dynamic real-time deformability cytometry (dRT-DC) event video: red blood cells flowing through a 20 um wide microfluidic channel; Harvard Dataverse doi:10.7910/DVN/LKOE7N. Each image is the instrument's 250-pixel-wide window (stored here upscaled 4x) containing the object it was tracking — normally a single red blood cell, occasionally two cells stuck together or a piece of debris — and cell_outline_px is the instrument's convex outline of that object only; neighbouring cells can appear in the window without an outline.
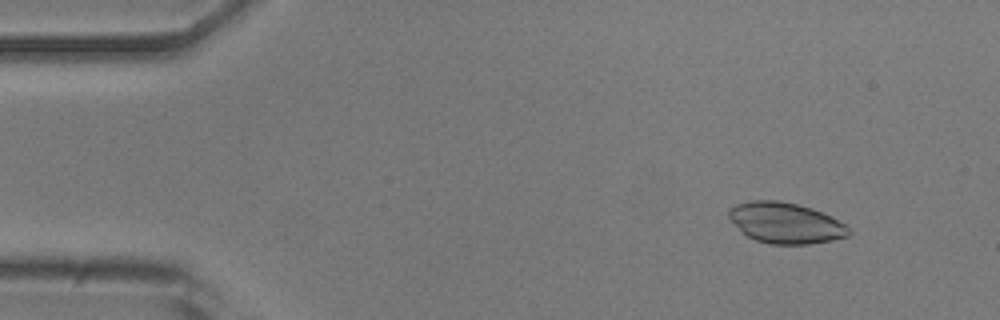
{"species": "common noctule bat (a hibernating species)", "species_latin": "Nyctalus noctula", "temperature_condition": "room temperature", "stored_images_in_passage": 51, "camera_frame_rate_fps": 3000, "um_per_image_px": 0.085, "animal": {"sex": "male", "body_mass_g": 20.5, "forearm_length_mm": 52.5}, "frame": {"image": 1, "passage_image": 5, "time_ms": 1.333, "image_size_px": [1000, 320], "cell_outline_px": [[852, 232], [848, 236], [832, 240], [808, 244], [772, 244], [756, 240], [748, 236], [728, 216], [728, 212], [736, 204], [752, 200], [776, 200], [796, 204], [812, 208], [844, 224]], "centroid_in_image_um": [66.78, 18.95], "position_along_channel_um": 18.2, "area_um2": 27.92}}
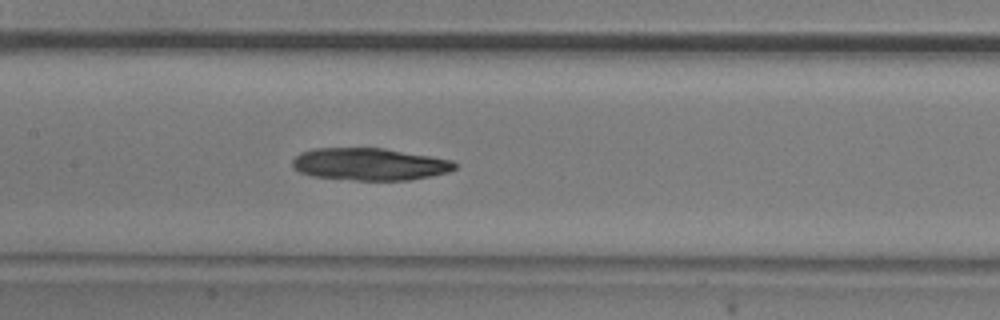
{"frame": {"image": 2, "passage_image": 24, "time_ms": 7.667, "image_size_px": [1000, 320], "cell_outline_px": [[460, 164], [456, 168], [448, 172], [432, 176], [408, 180], [356, 180], [312, 176], [300, 172], [292, 168], [292, 160], [300, 152], [312, 148], [384, 148], [432, 156], [452, 160]], "centroid_in_image_um": [31.43, 13.95], "position_along_channel_um": 176.0, "area_um2": 30.81}}
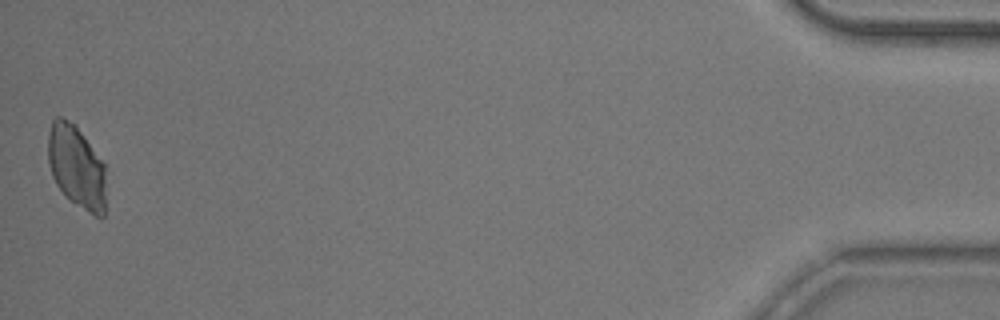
{"frame": {"image": 3, "passage_image": 51, "time_ms": 16.667, "image_size_px": [1000, 320], "cell_outline_px": [[104, 216], [100, 220], [68, 200], [56, 184], [52, 176], [48, 164], [48, 136], [52, 120], [56, 116], [60, 116], [76, 124], [104, 164]], "centroid_in_image_um": [6.48, 14.18], "position_along_channel_um": 428.7, "area_um2": 28.15}}